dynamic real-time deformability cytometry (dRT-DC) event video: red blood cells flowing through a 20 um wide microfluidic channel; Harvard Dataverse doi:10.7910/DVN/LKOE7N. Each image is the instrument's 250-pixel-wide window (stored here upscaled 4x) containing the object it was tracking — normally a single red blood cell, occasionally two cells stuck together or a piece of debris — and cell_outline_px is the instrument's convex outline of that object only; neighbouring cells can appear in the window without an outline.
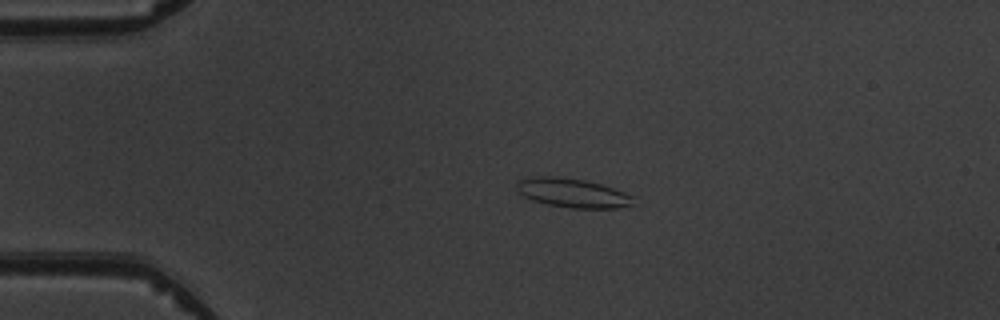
{"species": "common noctule bat (a hibernating species)", "species_latin": "Nyctalus noctula", "temperature_condition": "warm", "stored_images_in_passage": 4, "camera_frame_rate_fps": 3000, "um_per_image_px": 0.085, "animal": {"sex": "male", "body_mass_g": 19.5, "forearm_length_mm": 54.6}, "frame": {"image": 1, "passage_image": 3, "time_ms": 2.333, "image_size_px": [1000, 320], "cell_outline_px": [[632, 204], [616, 208], [572, 208], [548, 204], [532, 200], [524, 196], [516, 188], [516, 184], [520, 180], [532, 176], [552, 176], [584, 180], [600, 184], [624, 192], [632, 196]], "centroid_in_image_um": [48.63, 16.39], "position_along_channel_um": 36.4, "area_um2": 19.42}}